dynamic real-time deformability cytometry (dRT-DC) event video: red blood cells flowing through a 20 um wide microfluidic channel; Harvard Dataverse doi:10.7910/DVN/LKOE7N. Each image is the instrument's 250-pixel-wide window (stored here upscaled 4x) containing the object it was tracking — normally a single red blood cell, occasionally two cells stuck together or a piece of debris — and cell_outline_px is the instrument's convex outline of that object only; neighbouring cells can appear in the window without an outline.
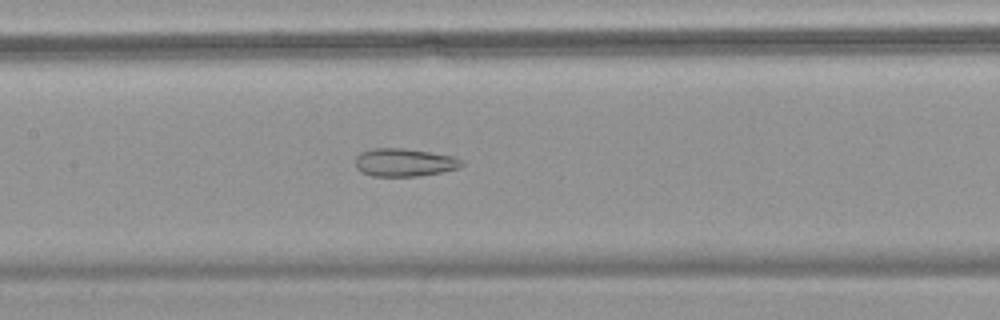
{"species": "common noctule bat (a hibernating species)", "species_latin": "Nyctalus noctula", "temperature_condition": "warm", "stored_images_in_passage": 55, "camera_frame_rate_fps": 3000, "um_per_image_px": 0.085, "animal": {"sex": "female", "body_mass_g": 18.4}, "frame": {"image": 1, "passage_image": 26, "time_ms": 8.333, "image_size_px": [1000, 320], "cell_outline_px": [[464, 164], [460, 168], [440, 172], [416, 176], [372, 176], [360, 172], [356, 168], [356, 156], [360, 152], [372, 148], [404, 148], [452, 156], [460, 160]], "centroid_in_image_um": [34.32, 13.81], "position_along_channel_um": 173.1, "area_um2": 17.28}}
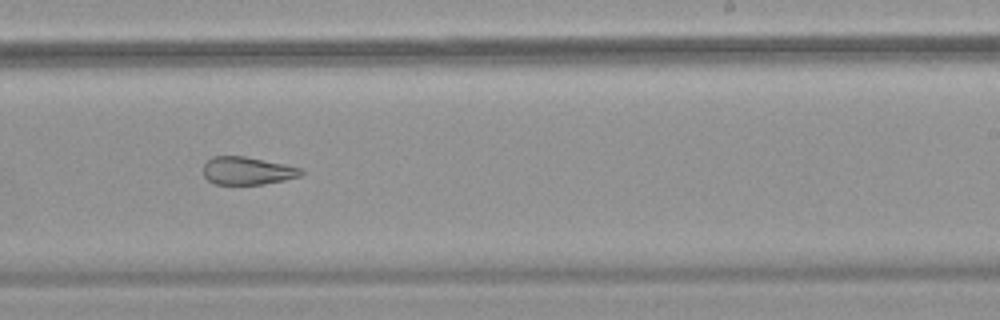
{"frame": {"image": 2, "passage_image": 34, "time_ms": 11.0, "image_size_px": [1000, 320], "cell_outline_px": [[304, 172], [300, 176], [284, 180], [264, 184], [216, 184], [208, 180], [204, 176], [204, 164], [212, 156], [244, 156], [304, 168]], "centroid_in_image_um": [21.05, 14.51], "position_along_channel_um": 268.0, "area_um2": 15.84}}
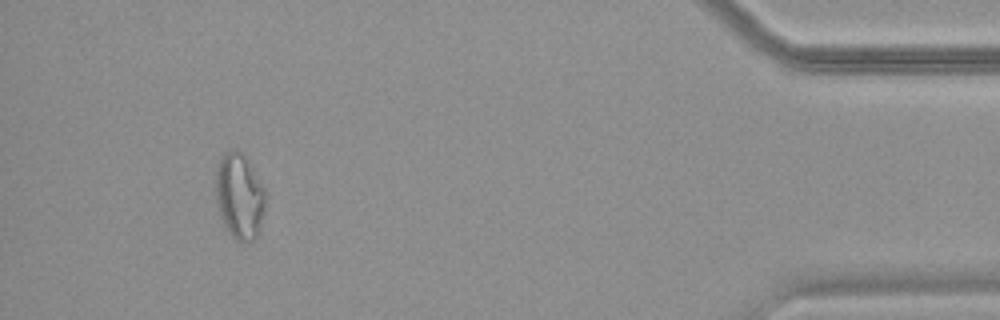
{"frame": {"image": 3, "passage_image": 51, "time_ms": 16.667, "image_size_px": [1000, 320], "cell_outline_px": [[264, 208], [260, 224], [256, 236], [248, 244], [240, 244], [224, 228], [220, 216], [216, 200], [216, 164], [220, 156], [224, 152], [236, 148], [248, 160], [264, 188]], "centroid_in_image_um": [20.31, 16.68], "position_along_channel_um": 414.9, "area_um2": 25.03}, "authors_computed_cell_mechanics": {"area_um2": 22.9466, "velocity_mm_per_s": 3.5815, "shape_relaxation_time_tau1_ms": null, "shape_relaxation_time_tau2_ms": 2.3842, "deformation_change_tau1": null, "deformation_change_tau2": 0.1161}}